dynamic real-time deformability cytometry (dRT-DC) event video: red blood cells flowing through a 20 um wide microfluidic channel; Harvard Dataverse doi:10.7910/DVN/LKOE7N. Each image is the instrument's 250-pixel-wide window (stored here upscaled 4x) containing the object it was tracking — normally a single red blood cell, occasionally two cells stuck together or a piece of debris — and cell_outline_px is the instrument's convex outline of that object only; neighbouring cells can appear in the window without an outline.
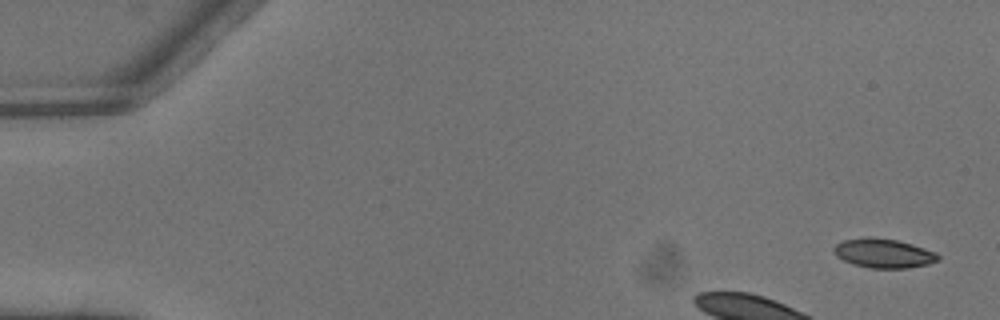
{"species": "common noctule bat (a hibernating species)", "species_latin": "Nyctalus noctula", "temperature_condition": "warm", "stored_images_in_passage": 4, "camera_frame_rate_fps": 3000, "um_per_image_px": 0.085, "animal": {"sex": "male", "body_mass_g": 13.3}, "frame": {"image": 1, "passage_image": 1, "time_ms": 0.0, "image_size_px": [1000, 320], "cell_outline_px": [[940, 260], [928, 264], [908, 268], [868, 268], [852, 264], [836, 256], [832, 248], [836, 244], [844, 240], [896, 240], [912, 244], [936, 252], [940, 256]], "centroid_in_image_um": [75.15, 21.58], "position_along_channel_um": 9.8, "area_um2": 17.11}}
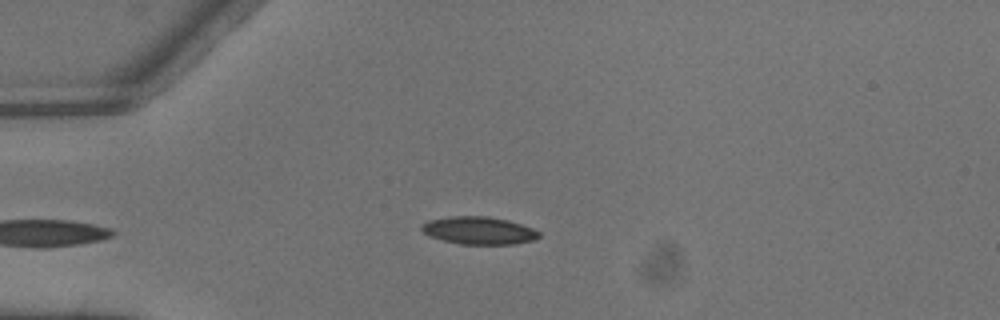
{"frame": {"image": 2, "passage_image": 4, "time_ms": 1.0, "image_size_px": [1000, 320], "cell_outline_px": [[540, 236], [536, 240], [516, 244], [460, 244], [444, 240], [432, 236], [424, 232], [420, 228], [420, 224], [428, 220], [448, 216], [488, 216], [508, 220], [532, 228], [540, 232]], "centroid_in_image_um": [40.72, 19.59], "position_along_channel_um": 44.3, "area_um2": 18.96}}